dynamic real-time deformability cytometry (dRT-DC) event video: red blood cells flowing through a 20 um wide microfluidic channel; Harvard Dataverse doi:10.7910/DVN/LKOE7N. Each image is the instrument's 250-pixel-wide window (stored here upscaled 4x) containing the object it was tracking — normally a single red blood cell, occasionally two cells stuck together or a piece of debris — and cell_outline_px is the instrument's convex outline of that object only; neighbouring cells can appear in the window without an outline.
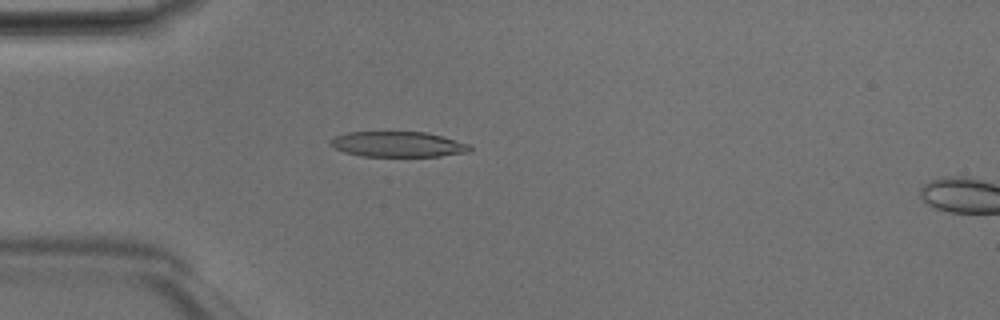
{"species": "Egyptian fruit bat (a non-hibernating species)", "species_latin": "Rousettus aegyptiacus", "temperature_condition": "room temperature", "stored_images_in_passage": 15, "camera_frame_rate_fps": 3000, "um_per_image_px": 0.085, "animal": {"sex": "male"}, "frame": {"image": 1, "passage_image": 13, "time_ms": 4.0, "image_size_px": [1000, 320], "cell_outline_px": [[472, 148], [468, 152], [440, 156], [360, 156], [344, 152], [332, 148], [328, 144], [328, 140], [336, 136], [348, 132], [424, 132], [472, 144]], "centroid_in_image_um": [33.78, 12.27], "position_along_channel_um": 51.2, "area_um2": 20.75}}